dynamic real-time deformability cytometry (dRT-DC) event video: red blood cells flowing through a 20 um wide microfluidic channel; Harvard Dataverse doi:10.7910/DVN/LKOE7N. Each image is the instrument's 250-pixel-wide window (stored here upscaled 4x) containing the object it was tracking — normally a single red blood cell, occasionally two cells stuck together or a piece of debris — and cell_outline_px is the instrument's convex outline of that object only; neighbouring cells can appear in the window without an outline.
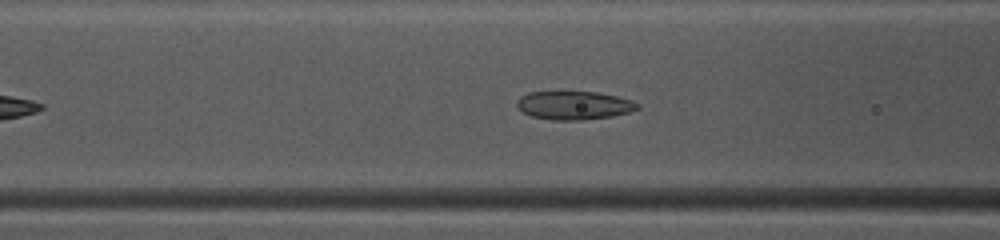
{"species": "common noctule bat (a hibernating species)", "species_latin": "Nyctalus noctula", "temperature_condition": "warm", "stored_images_in_passage": 35, "camera_frame_rate_fps": 3000, "um_per_image_px": 0.085, "animal": {"sex": "female", "body_mass_g": 10.0, "forearm_length_mm": 53.1}, "frame": {"image": 1, "passage_image": 9, "time_ms": 2.667, "image_size_px": [1000, 240], "cell_outline_px": [[640, 108], [628, 112], [612, 116], [584, 120], [552, 120], [532, 116], [524, 112], [516, 104], [520, 96], [528, 92], [596, 92], [616, 96], [632, 100], [640, 104]], "centroid_in_image_um": [48.81, 8.95], "position_along_channel_um": 117.8, "area_um2": 19.88}}
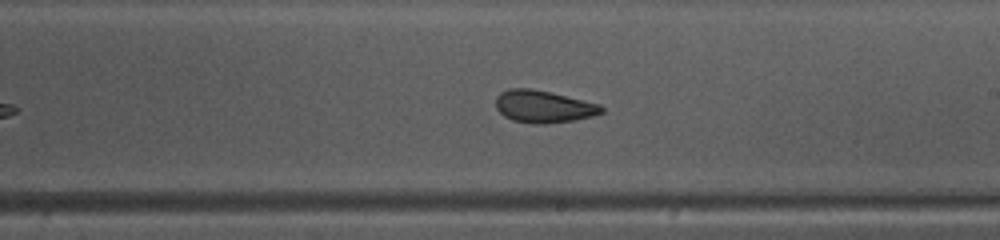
{"frame": {"image": 2, "passage_image": 18, "time_ms": 5.667, "image_size_px": [1000, 240], "cell_outline_px": [[604, 112], [592, 116], [576, 120], [544, 124], [536, 124], [512, 120], [504, 116], [496, 108], [496, 96], [500, 92], [508, 88], [532, 88], [600, 104], [604, 108]], "centroid_in_image_um": [46.18, 9.06], "position_along_channel_um": 242.8, "area_um2": 19.94}}
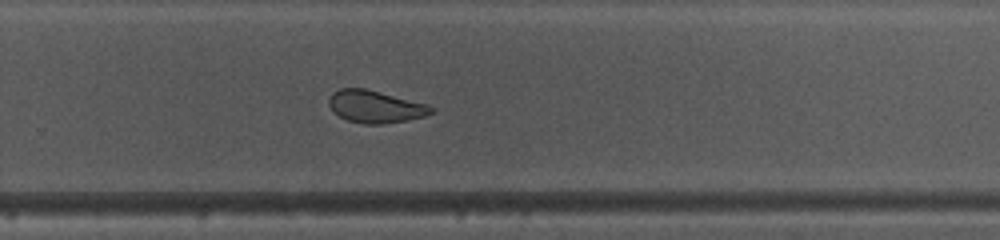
{"frame": {"image": 3, "passage_image": 22, "time_ms": 7.0, "image_size_px": [1000, 240], "cell_outline_px": [[436, 112], [424, 116], [408, 120], [384, 124], [364, 124], [348, 120], [332, 112], [328, 104], [328, 100], [332, 92], [340, 88], [364, 88], [428, 104], [436, 108]], "centroid_in_image_um": [31.91, 9.07], "position_along_channel_um": 297.9, "area_um2": 19.48}, "authors_computed_cell_mechanics": {"area_um2": 20.4612, "velocity_mm_per_s": 4.1623, "shape_relaxation_time_tau1_ms": 4.3481, "shape_relaxation_time_tau2_ms": 1.2195, "deformation_change_tau1": 0.1257, "deformation_change_tau2": 0.0702}}